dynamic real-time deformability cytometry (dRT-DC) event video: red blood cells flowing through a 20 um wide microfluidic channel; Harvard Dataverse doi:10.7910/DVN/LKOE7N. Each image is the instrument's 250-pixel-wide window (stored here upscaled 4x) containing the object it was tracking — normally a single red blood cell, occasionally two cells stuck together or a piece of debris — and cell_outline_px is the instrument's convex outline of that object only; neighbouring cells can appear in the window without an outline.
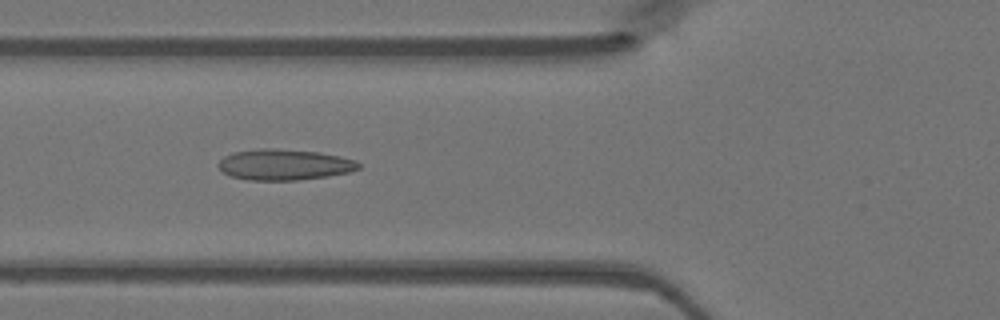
{"species": "Egyptian fruit bat (a non-hibernating species)", "species_latin": "Rousettus aegyptiacus", "temperature_condition": "warm", "stored_images_in_passage": 48, "camera_frame_rate_fps": 3000, "um_per_image_px": 0.085, "animal": {"sex": "female"}, "frame": {"image": 1, "passage_image": 18, "time_ms": 5.667, "image_size_px": [1000, 320], "cell_outline_px": [[360, 168], [348, 172], [328, 176], [296, 180], [248, 180], [232, 176], [224, 172], [216, 164], [224, 156], [232, 152], [260, 148], [272, 148], [320, 152], [356, 160], [360, 164]], "centroid_in_image_um": [24.15, 13.98], "position_along_channel_um": 101.6, "area_um2": 25.2}}
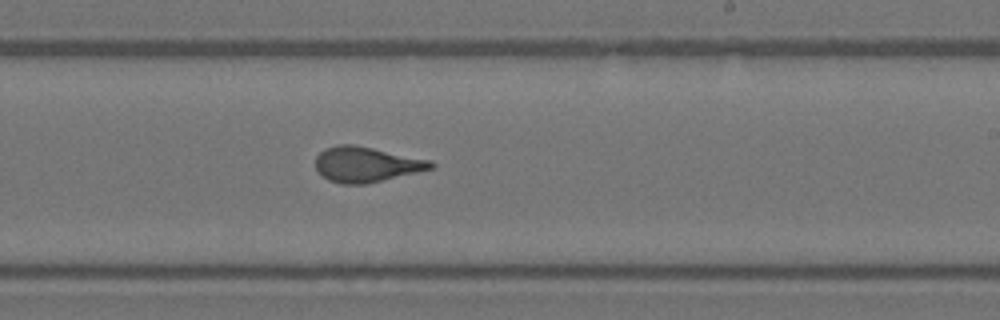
{"frame": {"image": 2, "passage_image": 29, "time_ms": 9.333, "image_size_px": [1000, 320], "cell_outline_px": [[436, 164], [432, 168], [368, 184], [340, 184], [328, 180], [316, 168], [316, 156], [324, 148], [336, 144], [352, 144], [432, 160]], "centroid_in_image_um": [31.12, 13.97], "position_along_channel_um": 257.9, "area_um2": 23.64}}
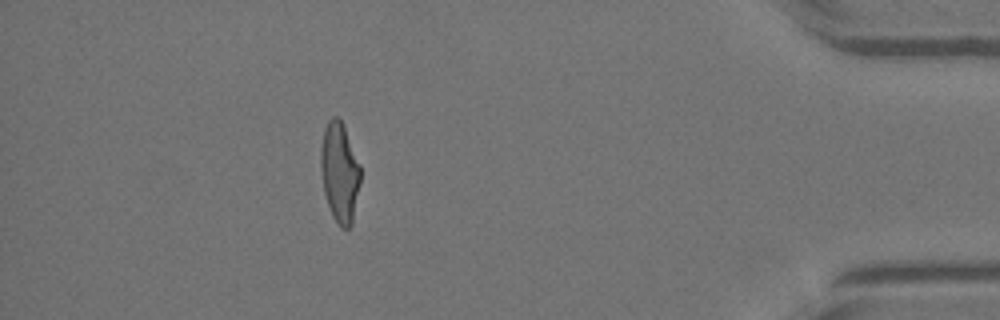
{"frame": {"image": 3, "passage_image": 43, "time_ms": 14.0, "image_size_px": [1000, 320], "cell_outline_px": [[360, 184], [352, 224], [348, 228], [340, 228], [332, 216], [324, 192], [320, 168], [320, 148], [324, 128], [328, 120], [332, 116], [336, 116], [344, 124], [360, 164]], "centroid_in_image_um": [28.87, 14.63], "position_along_channel_um": 406.3, "area_um2": 23.41}}